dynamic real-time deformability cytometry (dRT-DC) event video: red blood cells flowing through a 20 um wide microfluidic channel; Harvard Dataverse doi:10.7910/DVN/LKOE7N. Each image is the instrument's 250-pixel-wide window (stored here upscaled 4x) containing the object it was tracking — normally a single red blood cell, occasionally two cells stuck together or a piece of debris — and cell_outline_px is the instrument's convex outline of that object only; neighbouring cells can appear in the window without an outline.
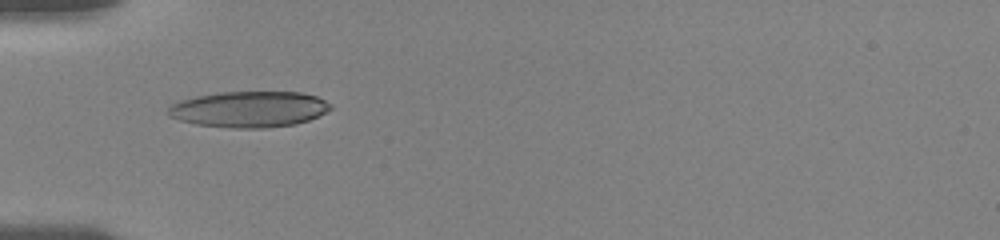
{"species": "human", "species_latin": "Homo sapiens", "temperature_condition": "room temperature", "stored_images_in_passage": 8, "camera_frame_rate_fps": 3000, "um_per_image_px": 0.085, "donor": {"sex": "female"}, "frame": {"image": 1, "passage_image": 7, "time_ms": 5.667, "image_size_px": [1000, 240], "cell_outline_px": [[332, 108], [308, 120], [296, 124], [264, 128], [232, 128], [196, 124], [180, 120], [168, 116], [168, 108], [172, 104], [180, 100], [196, 96], [220, 92], [300, 92], [316, 96], [332, 104]], "centroid_in_image_um": [21.16, 9.28], "position_along_channel_um": 63.8, "area_um2": 33.99}}